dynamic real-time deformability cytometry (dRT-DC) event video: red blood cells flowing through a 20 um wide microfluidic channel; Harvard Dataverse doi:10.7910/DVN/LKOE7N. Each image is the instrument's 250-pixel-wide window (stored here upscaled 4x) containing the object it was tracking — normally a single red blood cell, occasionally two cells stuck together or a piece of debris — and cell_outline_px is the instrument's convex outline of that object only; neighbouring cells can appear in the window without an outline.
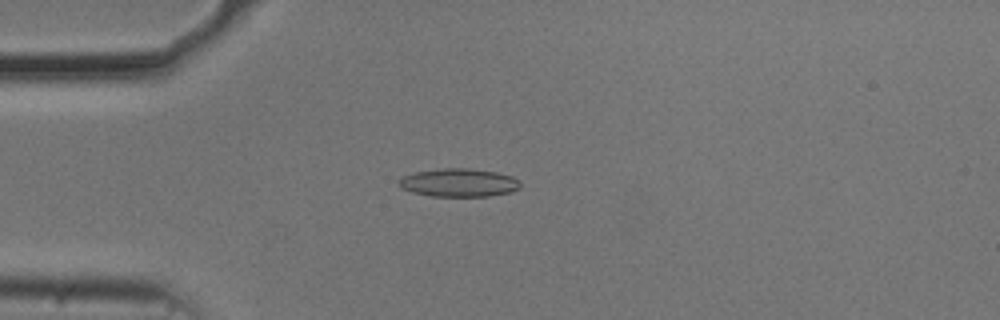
{"species": "common noctule bat (a hibernating species)", "species_latin": "Nyctalus noctula", "temperature_condition": "cold", "stored_images_in_passage": 29, "camera_frame_rate_fps": 3000, "um_per_image_px": 0.085, "animal": {"sex": "male", "body_mass_g": 20.5, "forearm_length_mm": 52.5}, "frame": {"image": 1, "passage_image": 14, "time_ms": 4.333, "image_size_px": [1000, 320], "cell_outline_px": [[520, 188], [512, 192], [488, 196], [432, 196], [412, 192], [400, 188], [396, 184], [396, 180], [404, 176], [416, 172], [444, 168], [468, 168], [496, 172], [512, 176], [520, 184]], "centroid_in_image_um": [38.96, 15.53], "position_along_channel_um": 46.0, "area_um2": 20.0}}
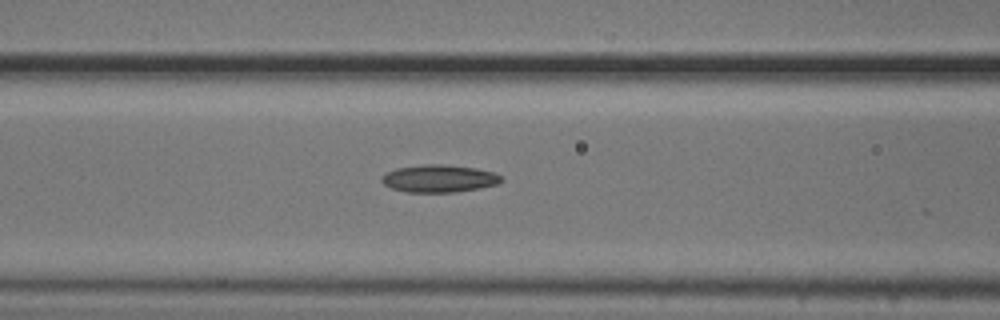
{"frame": {"image": 2, "passage_image": 22, "time_ms": 7.0, "image_size_px": [1000, 320], "cell_outline_px": [[504, 180], [500, 184], [480, 188], [456, 192], [408, 192], [392, 188], [384, 184], [380, 180], [380, 176], [384, 172], [396, 168], [424, 164], [440, 164], [476, 168], [492, 172], [500, 176]], "centroid_in_image_um": [37.3, 15.17], "position_along_channel_um": 129.3, "area_um2": 19.31}}
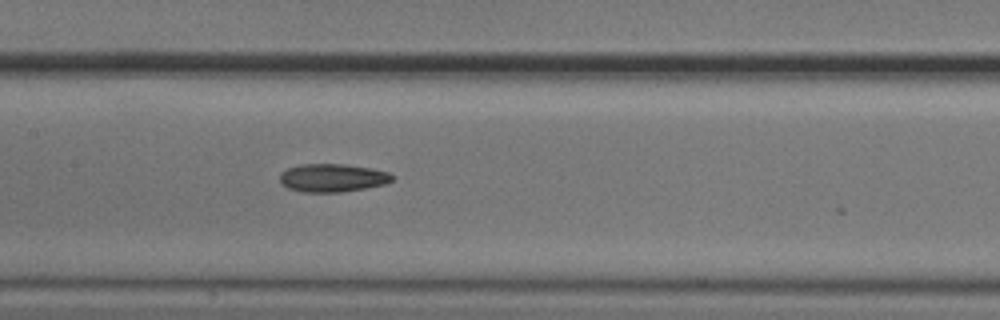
{"frame": {"image": 3, "passage_image": 26, "time_ms": 8.333, "image_size_px": [1000, 320], "cell_outline_px": [[396, 176], [392, 180], [384, 184], [364, 188], [340, 192], [304, 192], [288, 188], [280, 184], [280, 172], [288, 168], [300, 164], [344, 164], [372, 168], [388, 172]], "centroid_in_image_um": [28.25, 15.11], "position_along_channel_um": 179.2, "area_um2": 18.5}}